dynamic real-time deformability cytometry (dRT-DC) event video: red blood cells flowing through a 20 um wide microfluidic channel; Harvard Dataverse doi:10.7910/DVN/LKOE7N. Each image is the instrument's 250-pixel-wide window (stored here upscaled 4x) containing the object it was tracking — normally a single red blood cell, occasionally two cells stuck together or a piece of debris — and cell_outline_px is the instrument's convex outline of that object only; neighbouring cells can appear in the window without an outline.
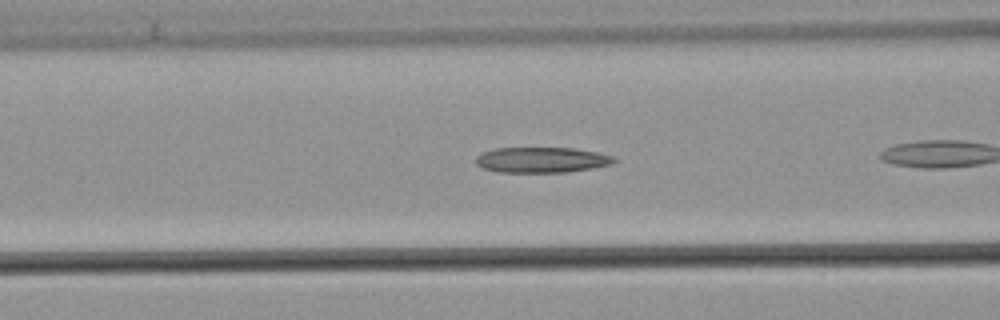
{"species": "common noctule bat (a hibernating species)", "species_latin": "Nyctalus noctula", "temperature_condition": "warm", "stored_images_in_passage": 16, "camera_frame_rate_fps": 3000, "um_per_image_px": 0.085, "animal": {"sex": "male", "body_mass_g": 21.5, "forearm_length_mm": 52.0}, "frame": {"image": 1, "passage_image": 5, "time_ms": 1.333, "image_size_px": [1000, 320], "cell_outline_px": [[616, 160], [612, 164], [592, 168], [568, 172], [496, 172], [484, 168], [476, 164], [476, 156], [484, 152], [496, 148], [572, 148], [596, 152], [612, 156]], "centroid_in_image_um": [46.03, 13.59], "position_along_channel_um": 120.6, "area_um2": 20.4}}